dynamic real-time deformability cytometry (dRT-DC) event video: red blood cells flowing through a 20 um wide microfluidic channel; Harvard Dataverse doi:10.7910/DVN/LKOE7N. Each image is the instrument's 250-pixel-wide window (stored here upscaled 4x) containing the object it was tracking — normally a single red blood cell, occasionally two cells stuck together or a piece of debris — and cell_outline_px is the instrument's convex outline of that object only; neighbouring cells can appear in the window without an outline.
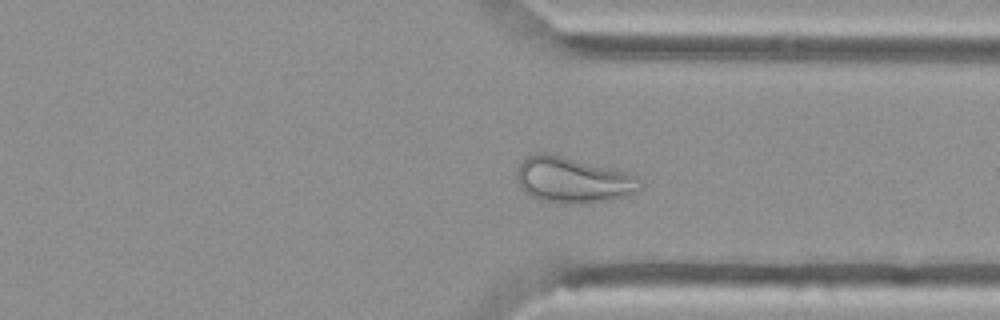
{"species": "Egyptian fruit bat (a non-hibernating species)", "species_latin": "Rousettus aegyptiacus", "temperature_condition": "cold", "stored_images_in_passage": 46, "camera_frame_rate_fps": 3000, "um_per_image_px": 0.085, "animal": {"sex": "female"}, "frame": {"image": 1, "passage_image": 33, "time_ms": 10.667, "image_size_px": [1000, 320], "cell_outline_px": [[640, 188], [636, 192], [628, 196], [612, 200], [584, 204], [560, 204], [540, 200], [528, 196], [524, 192], [516, 176], [516, 172], [520, 164], [528, 156], [536, 152], [548, 152], [628, 172], [636, 176], [640, 180]], "centroid_in_image_um": [48.7, 15.32], "position_along_channel_um": 362.7, "area_um2": 33.41}}